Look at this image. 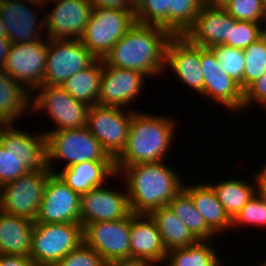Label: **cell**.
Returning <instances> with one entry per match:
<instances>
[{"label": "cell", "instance_id": "cell-1", "mask_svg": "<svg viewBox=\"0 0 266 266\" xmlns=\"http://www.w3.org/2000/svg\"><path fill=\"white\" fill-rule=\"evenodd\" d=\"M117 175L124 180L133 214H149L167 206L184 183L178 170L164 161L125 166Z\"/></svg>", "mask_w": 266, "mask_h": 266}, {"label": "cell", "instance_id": "cell-2", "mask_svg": "<svg viewBox=\"0 0 266 266\" xmlns=\"http://www.w3.org/2000/svg\"><path fill=\"white\" fill-rule=\"evenodd\" d=\"M171 37L162 27L136 22L103 61L108 66L139 71L147 78L159 77L166 73V46Z\"/></svg>", "mask_w": 266, "mask_h": 266}, {"label": "cell", "instance_id": "cell-3", "mask_svg": "<svg viewBox=\"0 0 266 266\" xmlns=\"http://www.w3.org/2000/svg\"><path fill=\"white\" fill-rule=\"evenodd\" d=\"M176 124L169 115L136 109L132 113L126 146L114 160L116 174L125 166L165 161L178 131Z\"/></svg>", "mask_w": 266, "mask_h": 266}, {"label": "cell", "instance_id": "cell-4", "mask_svg": "<svg viewBox=\"0 0 266 266\" xmlns=\"http://www.w3.org/2000/svg\"><path fill=\"white\" fill-rule=\"evenodd\" d=\"M47 168L46 135L0 124V187L10 181Z\"/></svg>", "mask_w": 266, "mask_h": 266}, {"label": "cell", "instance_id": "cell-5", "mask_svg": "<svg viewBox=\"0 0 266 266\" xmlns=\"http://www.w3.org/2000/svg\"><path fill=\"white\" fill-rule=\"evenodd\" d=\"M44 133L47 168L52 173H57L56 166L53 165L55 160L65 161L63 168L87 161H114L87 127Z\"/></svg>", "mask_w": 266, "mask_h": 266}, {"label": "cell", "instance_id": "cell-6", "mask_svg": "<svg viewBox=\"0 0 266 266\" xmlns=\"http://www.w3.org/2000/svg\"><path fill=\"white\" fill-rule=\"evenodd\" d=\"M89 109L90 106L75 100L58 85H41L31 93L30 112H45L52 119L53 128L45 132L86 127Z\"/></svg>", "mask_w": 266, "mask_h": 266}, {"label": "cell", "instance_id": "cell-7", "mask_svg": "<svg viewBox=\"0 0 266 266\" xmlns=\"http://www.w3.org/2000/svg\"><path fill=\"white\" fill-rule=\"evenodd\" d=\"M83 242V227L75 223H35L30 257L37 266H54Z\"/></svg>", "mask_w": 266, "mask_h": 266}, {"label": "cell", "instance_id": "cell-8", "mask_svg": "<svg viewBox=\"0 0 266 266\" xmlns=\"http://www.w3.org/2000/svg\"><path fill=\"white\" fill-rule=\"evenodd\" d=\"M136 23L133 10L92 8L82 44L95 56L104 59L116 42Z\"/></svg>", "mask_w": 266, "mask_h": 266}, {"label": "cell", "instance_id": "cell-9", "mask_svg": "<svg viewBox=\"0 0 266 266\" xmlns=\"http://www.w3.org/2000/svg\"><path fill=\"white\" fill-rule=\"evenodd\" d=\"M133 108L96 104L89 109L86 127L113 160L126 146Z\"/></svg>", "mask_w": 266, "mask_h": 266}, {"label": "cell", "instance_id": "cell-10", "mask_svg": "<svg viewBox=\"0 0 266 266\" xmlns=\"http://www.w3.org/2000/svg\"><path fill=\"white\" fill-rule=\"evenodd\" d=\"M50 170L29 172L0 187V210L35 221Z\"/></svg>", "mask_w": 266, "mask_h": 266}, {"label": "cell", "instance_id": "cell-11", "mask_svg": "<svg viewBox=\"0 0 266 266\" xmlns=\"http://www.w3.org/2000/svg\"><path fill=\"white\" fill-rule=\"evenodd\" d=\"M11 44L3 70L30 93L43 85L48 38Z\"/></svg>", "mask_w": 266, "mask_h": 266}, {"label": "cell", "instance_id": "cell-12", "mask_svg": "<svg viewBox=\"0 0 266 266\" xmlns=\"http://www.w3.org/2000/svg\"><path fill=\"white\" fill-rule=\"evenodd\" d=\"M95 56L80 40L48 39L43 85L61 86L69 77L90 66Z\"/></svg>", "mask_w": 266, "mask_h": 266}, {"label": "cell", "instance_id": "cell-13", "mask_svg": "<svg viewBox=\"0 0 266 266\" xmlns=\"http://www.w3.org/2000/svg\"><path fill=\"white\" fill-rule=\"evenodd\" d=\"M30 4L40 9L31 8ZM40 10L45 11V6L37 1L0 0V16L12 44L43 40L45 16L40 19Z\"/></svg>", "mask_w": 266, "mask_h": 266}, {"label": "cell", "instance_id": "cell-14", "mask_svg": "<svg viewBox=\"0 0 266 266\" xmlns=\"http://www.w3.org/2000/svg\"><path fill=\"white\" fill-rule=\"evenodd\" d=\"M200 63L204 80L201 95L233 113L243 111L244 91L238 82L223 72L210 48L200 47Z\"/></svg>", "mask_w": 266, "mask_h": 266}, {"label": "cell", "instance_id": "cell-15", "mask_svg": "<svg viewBox=\"0 0 266 266\" xmlns=\"http://www.w3.org/2000/svg\"><path fill=\"white\" fill-rule=\"evenodd\" d=\"M53 3L52 10L49 11L48 7H45L46 37L57 40H80L91 16L93 7L90 2L59 0Z\"/></svg>", "mask_w": 266, "mask_h": 266}, {"label": "cell", "instance_id": "cell-16", "mask_svg": "<svg viewBox=\"0 0 266 266\" xmlns=\"http://www.w3.org/2000/svg\"><path fill=\"white\" fill-rule=\"evenodd\" d=\"M83 242L105 262L130 258V215L116 221L88 223L83 228Z\"/></svg>", "mask_w": 266, "mask_h": 266}, {"label": "cell", "instance_id": "cell-17", "mask_svg": "<svg viewBox=\"0 0 266 266\" xmlns=\"http://www.w3.org/2000/svg\"><path fill=\"white\" fill-rule=\"evenodd\" d=\"M147 79L139 71L108 66L103 61L98 104L124 109L133 105L143 93Z\"/></svg>", "mask_w": 266, "mask_h": 266}, {"label": "cell", "instance_id": "cell-18", "mask_svg": "<svg viewBox=\"0 0 266 266\" xmlns=\"http://www.w3.org/2000/svg\"><path fill=\"white\" fill-rule=\"evenodd\" d=\"M35 223L80 222V194L52 173L46 182Z\"/></svg>", "mask_w": 266, "mask_h": 266}, {"label": "cell", "instance_id": "cell-19", "mask_svg": "<svg viewBox=\"0 0 266 266\" xmlns=\"http://www.w3.org/2000/svg\"><path fill=\"white\" fill-rule=\"evenodd\" d=\"M107 184L92 188L80 195V223L116 221L131 214L126 188L124 191L106 187Z\"/></svg>", "mask_w": 266, "mask_h": 266}, {"label": "cell", "instance_id": "cell-20", "mask_svg": "<svg viewBox=\"0 0 266 266\" xmlns=\"http://www.w3.org/2000/svg\"><path fill=\"white\" fill-rule=\"evenodd\" d=\"M171 69L180 83L199 93L203 92V73L200 63V46L185 36H172L166 46L165 69Z\"/></svg>", "mask_w": 266, "mask_h": 266}, {"label": "cell", "instance_id": "cell-21", "mask_svg": "<svg viewBox=\"0 0 266 266\" xmlns=\"http://www.w3.org/2000/svg\"><path fill=\"white\" fill-rule=\"evenodd\" d=\"M165 250L160 233L149 214H130V258L164 264Z\"/></svg>", "mask_w": 266, "mask_h": 266}, {"label": "cell", "instance_id": "cell-22", "mask_svg": "<svg viewBox=\"0 0 266 266\" xmlns=\"http://www.w3.org/2000/svg\"><path fill=\"white\" fill-rule=\"evenodd\" d=\"M231 16L224 8L203 6L194 25L185 33L192 43L203 48L225 44L230 40Z\"/></svg>", "mask_w": 266, "mask_h": 266}, {"label": "cell", "instance_id": "cell-23", "mask_svg": "<svg viewBox=\"0 0 266 266\" xmlns=\"http://www.w3.org/2000/svg\"><path fill=\"white\" fill-rule=\"evenodd\" d=\"M73 191L80 195L118 178L114 161H87L62 168L56 173ZM107 180V181H106Z\"/></svg>", "mask_w": 266, "mask_h": 266}, {"label": "cell", "instance_id": "cell-24", "mask_svg": "<svg viewBox=\"0 0 266 266\" xmlns=\"http://www.w3.org/2000/svg\"><path fill=\"white\" fill-rule=\"evenodd\" d=\"M183 189L191 196L205 222L217 235L222 236L223 233L231 231L232 219L208 183L198 181L196 184H185L184 180Z\"/></svg>", "mask_w": 266, "mask_h": 266}, {"label": "cell", "instance_id": "cell-25", "mask_svg": "<svg viewBox=\"0 0 266 266\" xmlns=\"http://www.w3.org/2000/svg\"><path fill=\"white\" fill-rule=\"evenodd\" d=\"M35 222L0 210V254L30 256Z\"/></svg>", "mask_w": 266, "mask_h": 266}, {"label": "cell", "instance_id": "cell-26", "mask_svg": "<svg viewBox=\"0 0 266 266\" xmlns=\"http://www.w3.org/2000/svg\"><path fill=\"white\" fill-rule=\"evenodd\" d=\"M28 110L31 111V93L0 69V124L17 125Z\"/></svg>", "mask_w": 266, "mask_h": 266}, {"label": "cell", "instance_id": "cell-27", "mask_svg": "<svg viewBox=\"0 0 266 266\" xmlns=\"http://www.w3.org/2000/svg\"><path fill=\"white\" fill-rule=\"evenodd\" d=\"M149 215L158 228L162 244L167 252L187 247L197 241L185 223L168 205L151 211Z\"/></svg>", "mask_w": 266, "mask_h": 266}, {"label": "cell", "instance_id": "cell-28", "mask_svg": "<svg viewBox=\"0 0 266 266\" xmlns=\"http://www.w3.org/2000/svg\"><path fill=\"white\" fill-rule=\"evenodd\" d=\"M103 59H96L90 66L69 77L61 87L75 100L92 107L98 104Z\"/></svg>", "mask_w": 266, "mask_h": 266}, {"label": "cell", "instance_id": "cell-29", "mask_svg": "<svg viewBox=\"0 0 266 266\" xmlns=\"http://www.w3.org/2000/svg\"><path fill=\"white\" fill-rule=\"evenodd\" d=\"M252 177L251 183L246 179L241 180L240 178H229L228 180H223L215 184L208 182L231 219L238 214L256 193V181L254 175Z\"/></svg>", "mask_w": 266, "mask_h": 266}, {"label": "cell", "instance_id": "cell-30", "mask_svg": "<svg viewBox=\"0 0 266 266\" xmlns=\"http://www.w3.org/2000/svg\"><path fill=\"white\" fill-rule=\"evenodd\" d=\"M211 240H197L184 248L172 249L166 254V266H224Z\"/></svg>", "mask_w": 266, "mask_h": 266}, {"label": "cell", "instance_id": "cell-31", "mask_svg": "<svg viewBox=\"0 0 266 266\" xmlns=\"http://www.w3.org/2000/svg\"><path fill=\"white\" fill-rule=\"evenodd\" d=\"M197 240H214L218 236L205 222L191 196L182 188L168 203Z\"/></svg>", "mask_w": 266, "mask_h": 266}, {"label": "cell", "instance_id": "cell-32", "mask_svg": "<svg viewBox=\"0 0 266 266\" xmlns=\"http://www.w3.org/2000/svg\"><path fill=\"white\" fill-rule=\"evenodd\" d=\"M202 7V0H168V32L172 36H184Z\"/></svg>", "mask_w": 266, "mask_h": 266}, {"label": "cell", "instance_id": "cell-33", "mask_svg": "<svg viewBox=\"0 0 266 266\" xmlns=\"http://www.w3.org/2000/svg\"><path fill=\"white\" fill-rule=\"evenodd\" d=\"M245 69L243 91L266 72V38L263 35L243 50Z\"/></svg>", "mask_w": 266, "mask_h": 266}, {"label": "cell", "instance_id": "cell-34", "mask_svg": "<svg viewBox=\"0 0 266 266\" xmlns=\"http://www.w3.org/2000/svg\"><path fill=\"white\" fill-rule=\"evenodd\" d=\"M210 49L215 54L223 72L238 82L243 90V73L245 69L243 50L225 44L212 46Z\"/></svg>", "mask_w": 266, "mask_h": 266}, {"label": "cell", "instance_id": "cell-35", "mask_svg": "<svg viewBox=\"0 0 266 266\" xmlns=\"http://www.w3.org/2000/svg\"><path fill=\"white\" fill-rule=\"evenodd\" d=\"M249 226L266 227V197L255 193L232 219L231 229Z\"/></svg>", "mask_w": 266, "mask_h": 266}, {"label": "cell", "instance_id": "cell-36", "mask_svg": "<svg viewBox=\"0 0 266 266\" xmlns=\"http://www.w3.org/2000/svg\"><path fill=\"white\" fill-rule=\"evenodd\" d=\"M264 25L251 21H237L231 16L230 40L225 45L244 50L263 36Z\"/></svg>", "mask_w": 266, "mask_h": 266}, {"label": "cell", "instance_id": "cell-37", "mask_svg": "<svg viewBox=\"0 0 266 266\" xmlns=\"http://www.w3.org/2000/svg\"><path fill=\"white\" fill-rule=\"evenodd\" d=\"M134 12L136 22L159 26L168 31V0H142Z\"/></svg>", "mask_w": 266, "mask_h": 266}, {"label": "cell", "instance_id": "cell-38", "mask_svg": "<svg viewBox=\"0 0 266 266\" xmlns=\"http://www.w3.org/2000/svg\"><path fill=\"white\" fill-rule=\"evenodd\" d=\"M224 9L237 21L266 23V9L262 0H230Z\"/></svg>", "mask_w": 266, "mask_h": 266}, {"label": "cell", "instance_id": "cell-39", "mask_svg": "<svg viewBox=\"0 0 266 266\" xmlns=\"http://www.w3.org/2000/svg\"><path fill=\"white\" fill-rule=\"evenodd\" d=\"M104 264L105 261L101 255L82 242L54 266H104Z\"/></svg>", "mask_w": 266, "mask_h": 266}, {"label": "cell", "instance_id": "cell-40", "mask_svg": "<svg viewBox=\"0 0 266 266\" xmlns=\"http://www.w3.org/2000/svg\"><path fill=\"white\" fill-rule=\"evenodd\" d=\"M254 104L265 107L266 111V72L244 91L243 111L251 110Z\"/></svg>", "mask_w": 266, "mask_h": 266}, {"label": "cell", "instance_id": "cell-41", "mask_svg": "<svg viewBox=\"0 0 266 266\" xmlns=\"http://www.w3.org/2000/svg\"><path fill=\"white\" fill-rule=\"evenodd\" d=\"M1 266H37L30 256L1 255Z\"/></svg>", "mask_w": 266, "mask_h": 266}, {"label": "cell", "instance_id": "cell-42", "mask_svg": "<svg viewBox=\"0 0 266 266\" xmlns=\"http://www.w3.org/2000/svg\"><path fill=\"white\" fill-rule=\"evenodd\" d=\"M93 8H110L117 10H131L125 0H88Z\"/></svg>", "mask_w": 266, "mask_h": 266}, {"label": "cell", "instance_id": "cell-43", "mask_svg": "<svg viewBox=\"0 0 266 266\" xmlns=\"http://www.w3.org/2000/svg\"><path fill=\"white\" fill-rule=\"evenodd\" d=\"M104 266H155L148 260L137 258L115 259L105 262Z\"/></svg>", "mask_w": 266, "mask_h": 266}, {"label": "cell", "instance_id": "cell-44", "mask_svg": "<svg viewBox=\"0 0 266 266\" xmlns=\"http://www.w3.org/2000/svg\"><path fill=\"white\" fill-rule=\"evenodd\" d=\"M252 174L256 181V192L266 197V162Z\"/></svg>", "mask_w": 266, "mask_h": 266}, {"label": "cell", "instance_id": "cell-45", "mask_svg": "<svg viewBox=\"0 0 266 266\" xmlns=\"http://www.w3.org/2000/svg\"><path fill=\"white\" fill-rule=\"evenodd\" d=\"M11 44L8 38H0V69H2L5 64Z\"/></svg>", "mask_w": 266, "mask_h": 266}, {"label": "cell", "instance_id": "cell-46", "mask_svg": "<svg viewBox=\"0 0 266 266\" xmlns=\"http://www.w3.org/2000/svg\"><path fill=\"white\" fill-rule=\"evenodd\" d=\"M230 0H202V5L210 8H225Z\"/></svg>", "mask_w": 266, "mask_h": 266}, {"label": "cell", "instance_id": "cell-47", "mask_svg": "<svg viewBox=\"0 0 266 266\" xmlns=\"http://www.w3.org/2000/svg\"><path fill=\"white\" fill-rule=\"evenodd\" d=\"M127 6L135 11L142 3V0H125Z\"/></svg>", "mask_w": 266, "mask_h": 266}, {"label": "cell", "instance_id": "cell-48", "mask_svg": "<svg viewBox=\"0 0 266 266\" xmlns=\"http://www.w3.org/2000/svg\"><path fill=\"white\" fill-rule=\"evenodd\" d=\"M0 38H7L6 27L3 24L1 16H0Z\"/></svg>", "mask_w": 266, "mask_h": 266}, {"label": "cell", "instance_id": "cell-49", "mask_svg": "<svg viewBox=\"0 0 266 266\" xmlns=\"http://www.w3.org/2000/svg\"><path fill=\"white\" fill-rule=\"evenodd\" d=\"M55 1H59V0H42V4L45 6V7H48L49 5V8L52 6L53 7V3L52 2H55Z\"/></svg>", "mask_w": 266, "mask_h": 266}, {"label": "cell", "instance_id": "cell-50", "mask_svg": "<svg viewBox=\"0 0 266 266\" xmlns=\"http://www.w3.org/2000/svg\"><path fill=\"white\" fill-rule=\"evenodd\" d=\"M263 35L265 36V38H266V23H265V25H264V31H263Z\"/></svg>", "mask_w": 266, "mask_h": 266}, {"label": "cell", "instance_id": "cell-51", "mask_svg": "<svg viewBox=\"0 0 266 266\" xmlns=\"http://www.w3.org/2000/svg\"><path fill=\"white\" fill-rule=\"evenodd\" d=\"M258 266H266V260H264V262L263 263H259V265Z\"/></svg>", "mask_w": 266, "mask_h": 266}, {"label": "cell", "instance_id": "cell-52", "mask_svg": "<svg viewBox=\"0 0 266 266\" xmlns=\"http://www.w3.org/2000/svg\"><path fill=\"white\" fill-rule=\"evenodd\" d=\"M262 4H263L264 8L266 9V0H262Z\"/></svg>", "mask_w": 266, "mask_h": 266}, {"label": "cell", "instance_id": "cell-53", "mask_svg": "<svg viewBox=\"0 0 266 266\" xmlns=\"http://www.w3.org/2000/svg\"><path fill=\"white\" fill-rule=\"evenodd\" d=\"M32 1H37V2H40V3H42V0H32Z\"/></svg>", "mask_w": 266, "mask_h": 266}]
</instances>
